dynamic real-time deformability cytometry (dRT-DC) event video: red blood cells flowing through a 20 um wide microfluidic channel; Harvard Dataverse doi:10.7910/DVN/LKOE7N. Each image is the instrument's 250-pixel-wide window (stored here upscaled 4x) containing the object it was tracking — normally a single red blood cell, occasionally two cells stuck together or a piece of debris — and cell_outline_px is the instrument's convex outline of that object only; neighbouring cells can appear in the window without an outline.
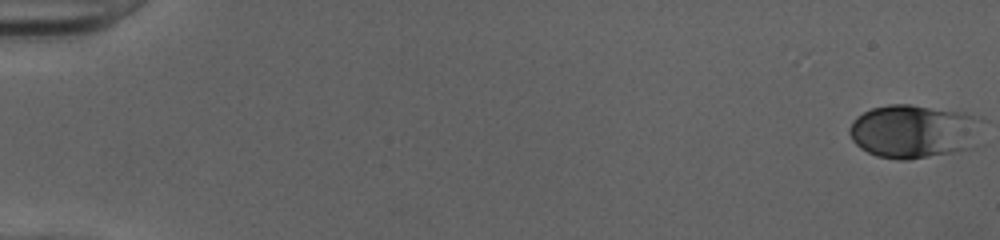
{"species": "human", "species_latin": "Homo sapiens", "temperature_condition": "cold", "stored_images_in_passage": 52, "camera_frame_rate_fps": 3000, "um_per_image_px": 0.085, "donor": {"sex": "female"}, "frame": {"image": 1, "passage_image": 1, "time_ms": 0.0, "image_size_px": [1000, 240], "cell_outline_px": [[972, 148], [952, 152], [908, 160], [900, 160], [876, 156], [860, 148], [852, 140], [848, 132], [848, 128], [852, 120], [856, 116], [872, 108], [888, 104], [912, 104], [964, 112], [972, 116]], "centroid_in_image_um": [77.46, 11.16], "position_along_channel_um": 7.5, "area_um2": 40.34}}
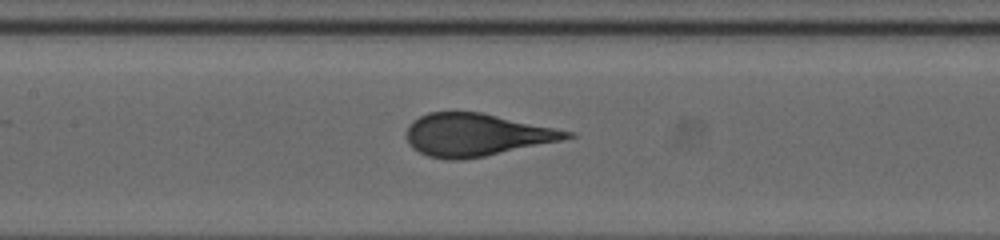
{"frame": {"image": 2, "passage_image": 26, "time_ms": 8.333, "image_size_px": [1000, 240], "cell_outline_px": [[576, 136], [560, 140], [484, 156], [460, 160], [448, 160], [428, 156], [412, 148], [408, 144], [408, 124], [412, 120], [428, 112], [480, 112], [576, 132]], "centroid_in_image_um": [40.47, 11.45], "position_along_channel_um": 166.9, "area_um2": 39.48}}
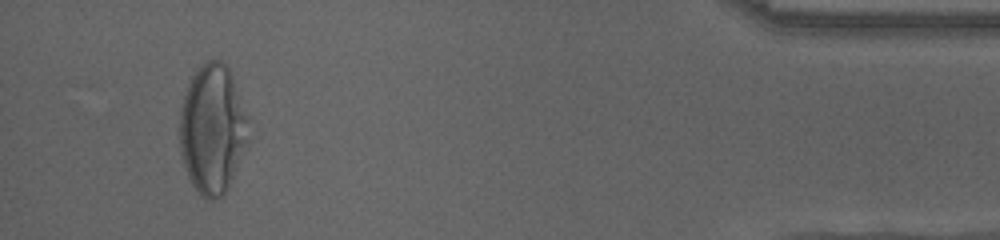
{"frame": {"image": 3, "passage_image": 49, "time_ms": 16.0, "image_size_px": [1000, 240], "cell_outline_px": [[248, 144], [228, 188], [216, 200], [208, 200], [200, 196], [192, 184], [188, 176], [180, 152], [180, 108], [188, 84], [192, 76], [208, 60], [220, 60], [228, 68], [232, 76], [248, 116]], "centroid_in_image_um": [18.07, 11.01], "position_along_channel_um": 417.1, "area_um2": 51.67}, "authors_computed_cell_mechanics": {"area_um2": 40.3444, "velocity_mm_per_s": 4.0387, "shape_relaxation_time_tau1_ms": 4.2692, "shape_relaxation_time_tau2_ms": null, "deformation_change_tau1": 0.1822, "deformation_change_tau2": null}}